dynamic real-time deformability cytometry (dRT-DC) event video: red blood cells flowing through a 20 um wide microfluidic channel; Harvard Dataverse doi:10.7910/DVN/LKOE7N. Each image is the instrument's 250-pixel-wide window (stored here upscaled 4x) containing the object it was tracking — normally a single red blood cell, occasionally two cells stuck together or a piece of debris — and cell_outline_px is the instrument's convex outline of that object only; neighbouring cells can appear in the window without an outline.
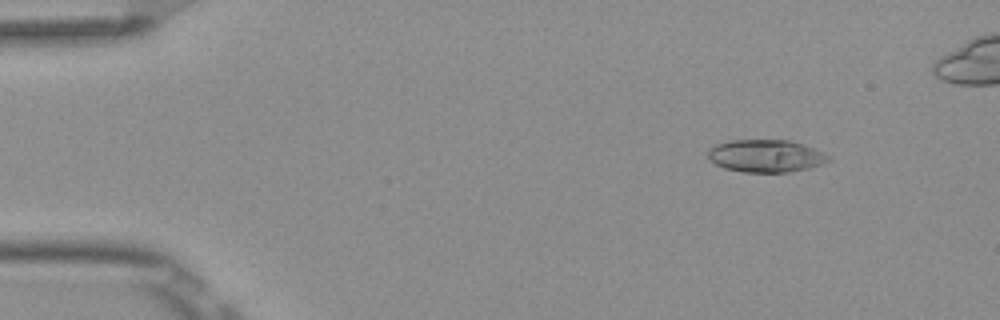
{"species": "Egyptian fruit bat (a non-hibernating species)", "species_latin": "Rousettus aegyptiacus", "temperature_condition": "room temperature", "stored_images_in_passage": 9, "camera_frame_rate_fps": 3000, "um_per_image_px": 0.085, "frame": {"image": 1, "passage_image": 2, "time_ms": 0.333, "image_size_px": [1000, 320], "cell_outline_px": [[832, 160], [824, 164], [808, 168], [788, 172], [744, 172], [724, 168], [716, 164], [708, 156], [708, 148], [716, 144], [728, 140], [788, 140], [804, 144], [824, 152], [832, 156]], "centroid_in_image_um": [65.14, 13.25], "position_along_channel_um": 19.9, "area_um2": 23.06}}
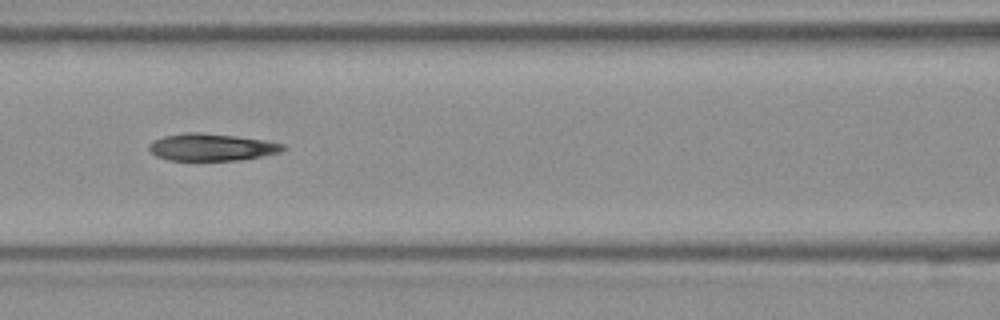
{"frame": {"image": 2, "passage_image": 7, "time_ms": 2.0, "image_size_px": [1000, 320], "cell_outline_px": [[288, 148], [284, 152], [240, 160], [168, 160], [156, 156], [148, 148], [148, 144], [152, 140], [164, 136], [188, 132], [200, 132], [236, 136], [264, 140], [284, 144]], "centroid_in_image_um": [18.01, 12.51], "position_along_channel_um": 148.6, "area_um2": 21.39}}
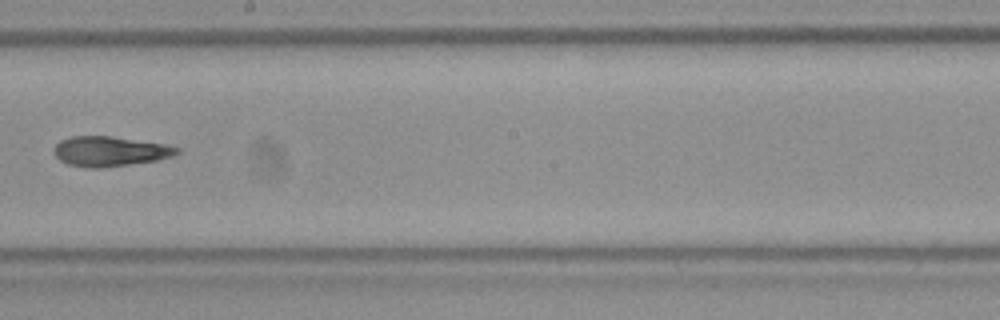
{"frame": {"image": 3, "passage_image": 9, "time_ms": 2.667, "image_size_px": [1000, 320], "cell_outline_px": [[180, 152], [176, 156], [156, 160], [100, 168], [88, 168], [68, 164], [60, 160], [52, 152], [56, 144], [60, 140], [72, 136], [112, 136], [168, 144], [180, 148]], "centroid_in_image_um": [9.37, 12.85], "position_along_channel_um": 238.8, "area_um2": 21.62}}